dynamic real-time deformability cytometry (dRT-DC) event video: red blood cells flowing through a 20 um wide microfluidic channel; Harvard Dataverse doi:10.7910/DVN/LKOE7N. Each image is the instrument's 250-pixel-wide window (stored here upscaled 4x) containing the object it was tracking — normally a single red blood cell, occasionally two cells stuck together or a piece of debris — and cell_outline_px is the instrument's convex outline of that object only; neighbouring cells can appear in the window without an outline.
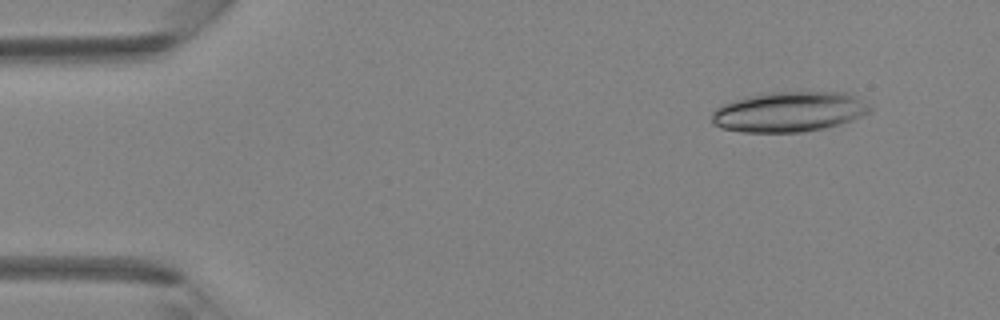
{"species": "Egyptian fruit bat (a non-hibernating species)", "species_latin": "Rousettus aegyptiacus", "temperature_condition": "room temperature", "stored_images_in_passage": 39, "camera_frame_rate_fps": 3000, "um_per_image_px": 0.085, "animal": {"sex": "female"}, "frame": {"image": 1, "passage_image": 1, "time_ms": 0.0, "image_size_px": [1000, 320], "cell_outline_px": [[872, 108], [868, 112], [852, 120], [840, 124], [824, 128], [800, 132], [740, 132], [720, 128], [712, 124], [712, 112], [720, 104], [744, 96], [768, 92], [852, 92], [872, 104]], "centroid_in_image_um": [67.08, 9.48], "position_along_channel_um": 17.9, "area_um2": 37.69}}
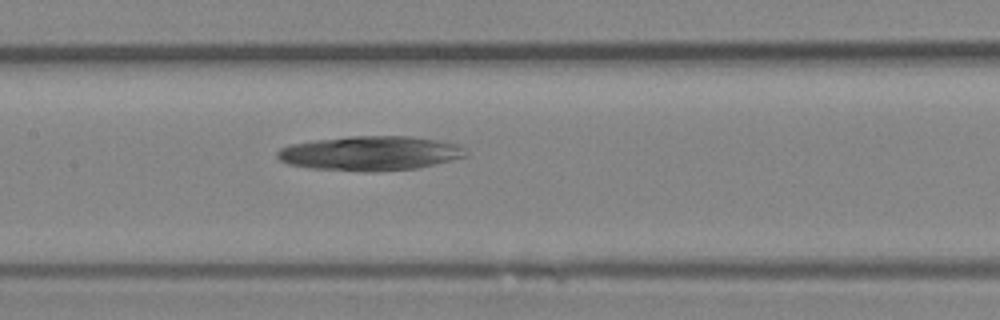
{"frame": {"image": 2, "passage_image": 17, "time_ms": 5.333, "image_size_px": [1000, 320], "cell_outline_px": [[468, 156], [420, 168], [376, 172], [364, 172], [308, 168], [288, 164], [280, 160], [276, 156], [276, 152], [280, 148], [288, 144], [316, 140], [348, 136], [412, 136], [440, 140], [460, 144], [468, 152]], "centroid_in_image_um": [31.5, 13.03], "position_along_channel_um": 175.9, "area_um2": 38.55}}
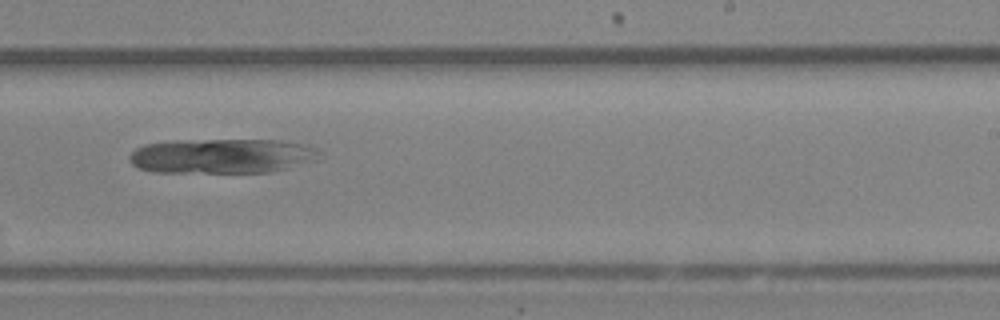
{"frame": {"image": 3, "passage_image": 23, "time_ms": 7.333, "image_size_px": [1000, 320], "cell_outline_px": [[320, 160], [272, 172], [152, 172], [140, 168], [132, 164], [128, 160], [128, 156], [136, 148], [144, 144], [172, 140], [280, 140], [308, 144], [316, 148]], "centroid_in_image_um": [18.88, 13.25], "position_along_channel_um": 270.1, "area_um2": 38.9}}